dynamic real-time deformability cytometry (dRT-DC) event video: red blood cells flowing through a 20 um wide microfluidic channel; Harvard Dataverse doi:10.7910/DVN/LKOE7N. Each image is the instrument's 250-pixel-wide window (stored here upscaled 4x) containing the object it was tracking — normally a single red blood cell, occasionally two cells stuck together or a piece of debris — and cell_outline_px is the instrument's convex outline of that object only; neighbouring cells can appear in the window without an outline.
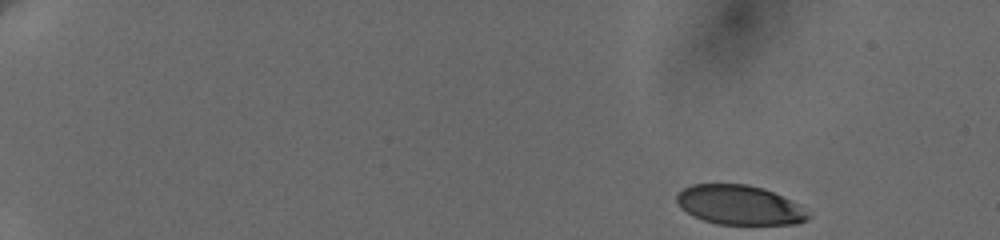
{"species": "human", "species_latin": "Homo sapiens", "temperature_condition": "cold", "stored_images_in_passage": 48, "camera_frame_rate_fps": 3000, "um_per_image_px": 0.085, "donor": {"sex": "female"}, "frame": {"image": 1, "passage_image": 1, "time_ms": 0.0, "image_size_px": [1000, 240], "cell_outline_px": [[812, 216], [808, 220], [796, 224], [716, 224], [692, 216], [680, 208], [676, 200], [676, 196], [684, 188], [692, 184], [748, 184], [764, 188], [796, 204]], "centroid_in_image_um": [62.81, 17.43], "position_along_channel_um": 22.2, "area_um2": 30.06}}
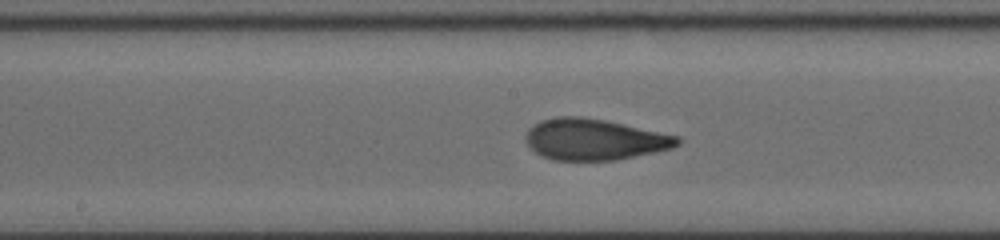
{"frame": {"image": 2, "passage_image": 26, "time_ms": 9.0, "image_size_px": [1000, 240], "cell_outline_px": [[684, 140], [680, 144], [672, 148], [656, 152], [616, 160], [552, 160], [540, 156], [528, 144], [528, 128], [540, 120], [560, 116], [580, 116], [604, 120], [680, 136]], "centroid_in_image_um": [50.57, 11.85], "position_along_channel_um": 197.6, "area_um2": 36.36}}
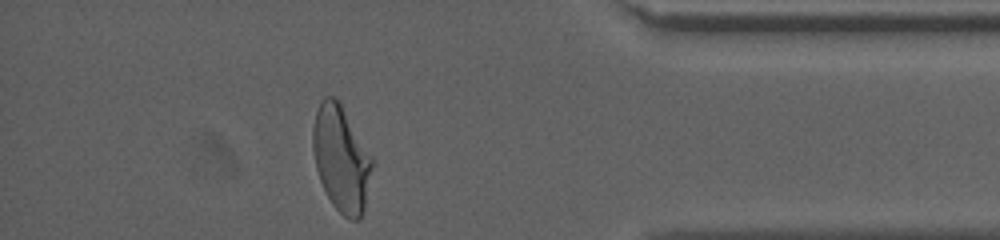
{"frame": {"image": 3, "passage_image": 46, "time_ms": 15.333, "image_size_px": [1000, 240], "cell_outline_px": [[372, 164], [364, 212], [356, 220], [348, 220], [332, 204], [320, 180], [316, 168], [312, 148], [312, 128], [316, 112], [324, 96], [332, 96], [340, 100], [372, 156]], "centroid_in_image_um": [28.99, 13.46], "position_along_channel_um": 406.2, "area_um2": 36.53}, "authors_computed_cell_mechanics": {"area_um2": 35.8071, "velocity_mm_per_s": 3.6405, "shape_relaxation_time_tau1_ms": 4.7542, "shape_relaxation_time_tau2_ms": 0.9145, "deformation_change_tau1": 0.1876, "deformation_change_tau2": 0.0647}}